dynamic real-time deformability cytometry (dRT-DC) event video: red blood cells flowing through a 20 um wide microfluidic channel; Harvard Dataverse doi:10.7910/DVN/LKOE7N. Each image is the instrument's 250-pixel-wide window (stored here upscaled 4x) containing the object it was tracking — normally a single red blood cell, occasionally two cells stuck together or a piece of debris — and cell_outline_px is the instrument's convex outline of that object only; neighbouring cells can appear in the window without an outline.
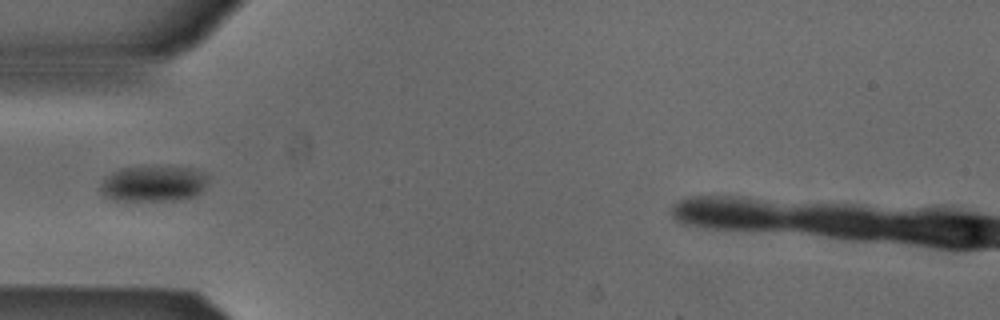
{"species": "Egyptian fruit bat (a non-hibernating species)", "species_latin": "Rousettus aegyptiacus", "temperature_condition": "cold", "stored_images_in_passage": 34, "camera_frame_rate_fps": 3000, "um_per_image_px": 0.085, "animal": {"sex": "male"}, "frame": {"image": 1, "passage_image": 1, "time_ms": 0.0, "image_size_px": [1000, 320], "cell_outline_px": [[208, 180], [204, 188], [196, 196], [180, 200], [112, 200], [104, 196], [100, 188], [104, 176], [120, 168], [192, 168], [204, 172], [208, 176]], "centroid_in_image_um": [13.04, 15.63], "position_along_channel_um": 72.0, "area_um2": 22.25}}
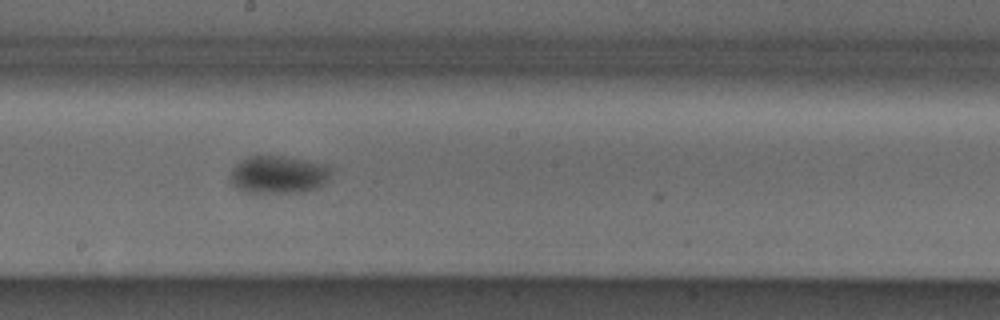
{"frame": {"image": 2, "passage_image": 13, "time_ms": 4.0, "image_size_px": [1000, 320], "cell_outline_px": [[332, 172], [324, 184], [320, 188], [300, 192], [244, 192], [236, 188], [232, 184], [228, 176], [232, 168], [244, 160], [252, 156], [284, 156], [324, 164], [332, 168]], "centroid_in_image_um": [23.68, 14.85], "position_along_channel_um": 224.5, "area_um2": 22.14}}
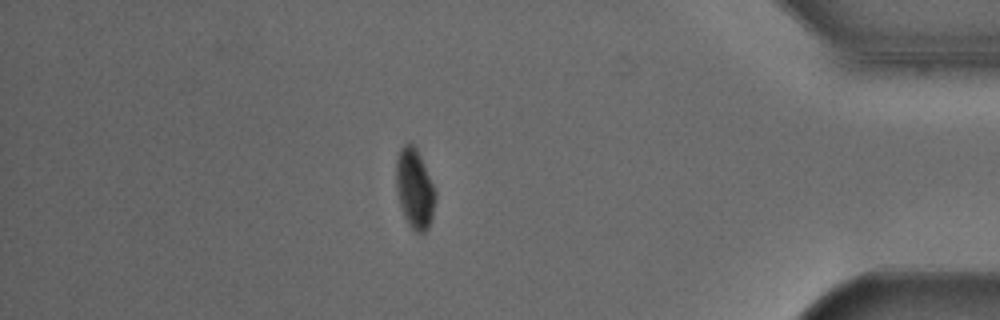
{"frame": {"image": 3, "passage_image": 30, "time_ms": 9.667, "image_size_px": [1000, 320], "cell_outline_px": [[436, 196], [432, 220], [428, 228], [424, 232], [416, 232], [408, 224], [404, 216], [400, 204], [396, 188], [396, 156], [400, 148], [404, 144], [412, 144], [416, 148], [420, 156], [436, 192]], "centroid_in_image_um": [35.24, 16.05], "position_along_channel_um": 400.0, "area_um2": 18.15}}